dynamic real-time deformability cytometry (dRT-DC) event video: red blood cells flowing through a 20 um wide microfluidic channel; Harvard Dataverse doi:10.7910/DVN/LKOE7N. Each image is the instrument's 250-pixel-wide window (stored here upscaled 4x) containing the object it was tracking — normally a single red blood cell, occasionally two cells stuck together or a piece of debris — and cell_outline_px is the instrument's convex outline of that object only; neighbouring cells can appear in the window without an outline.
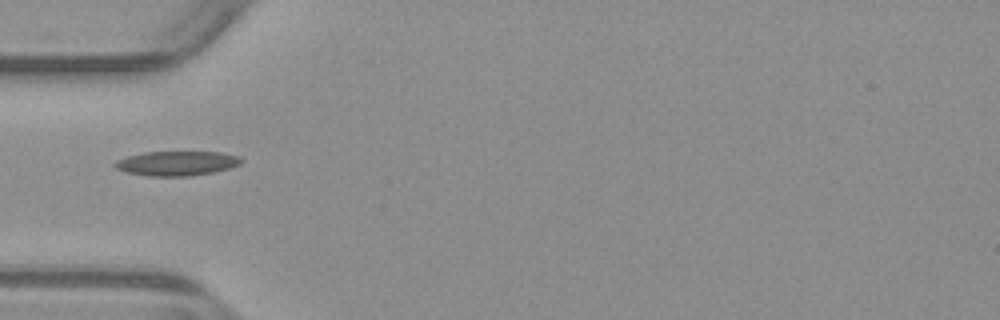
{"species": "common noctule bat (a hibernating species)", "species_latin": "Nyctalus noctula", "temperature_condition": "warm", "stored_images_in_passage": 37, "camera_frame_rate_fps": 3000, "um_per_image_px": 0.085, "animal": {"sex": "male", "body_mass_g": 23.1, "forearm_length_mm": 52.7}, "frame": {"image": 1, "passage_image": 1, "time_ms": 0.0, "image_size_px": [1000, 320], "cell_outline_px": [[244, 160], [240, 164], [232, 168], [216, 172], [188, 176], [152, 176], [128, 172], [116, 168], [112, 164], [116, 160], [128, 156], [144, 152], [220, 152], [240, 156]], "centroid_in_image_um": [15.08, 13.88], "position_along_channel_um": 69.9, "area_um2": 18.15}}
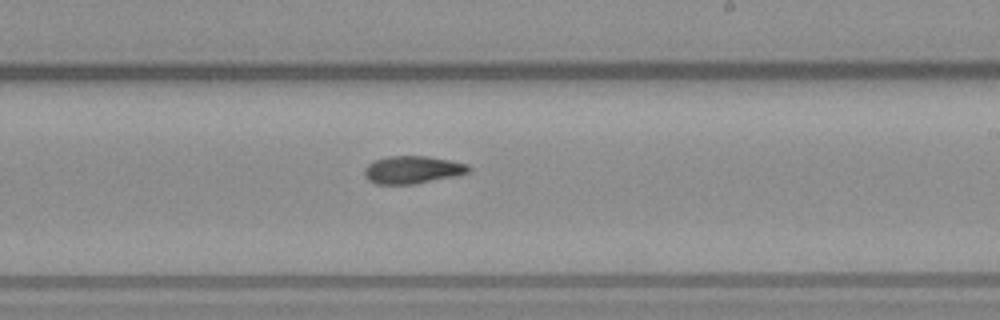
{"frame": {"image": 2, "passage_image": 15, "time_ms": 4.667, "image_size_px": [1000, 320], "cell_outline_px": [[472, 172], [456, 176], [412, 184], [376, 184], [368, 180], [364, 176], [364, 168], [372, 160], [388, 156], [428, 156], [468, 164], [472, 168]], "centroid_in_image_um": [35.06, 14.42], "position_along_channel_um": 253.9, "area_um2": 16.99}}
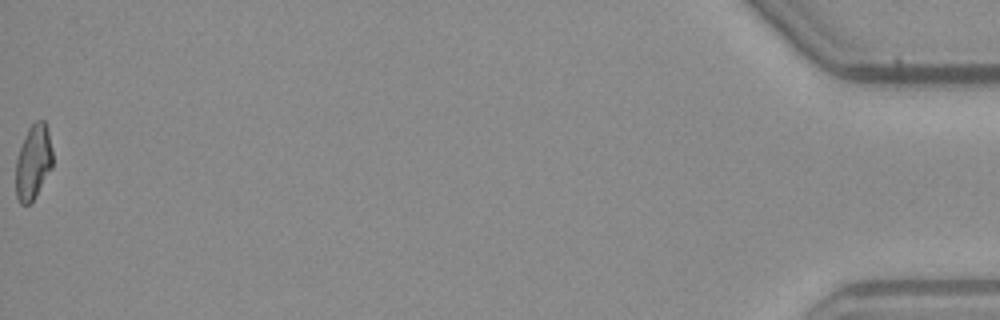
{"frame": {"image": 3, "passage_image": 37, "time_ms": 12.0, "image_size_px": [1000, 320], "cell_outline_px": [[52, 168], [36, 196], [28, 204], [20, 204], [16, 196], [16, 160], [20, 148], [28, 128], [36, 120], [44, 120], [48, 128], [52, 148]], "centroid_in_image_um": [2.84, 13.77], "position_along_channel_um": 432.4, "area_um2": 16.07}}